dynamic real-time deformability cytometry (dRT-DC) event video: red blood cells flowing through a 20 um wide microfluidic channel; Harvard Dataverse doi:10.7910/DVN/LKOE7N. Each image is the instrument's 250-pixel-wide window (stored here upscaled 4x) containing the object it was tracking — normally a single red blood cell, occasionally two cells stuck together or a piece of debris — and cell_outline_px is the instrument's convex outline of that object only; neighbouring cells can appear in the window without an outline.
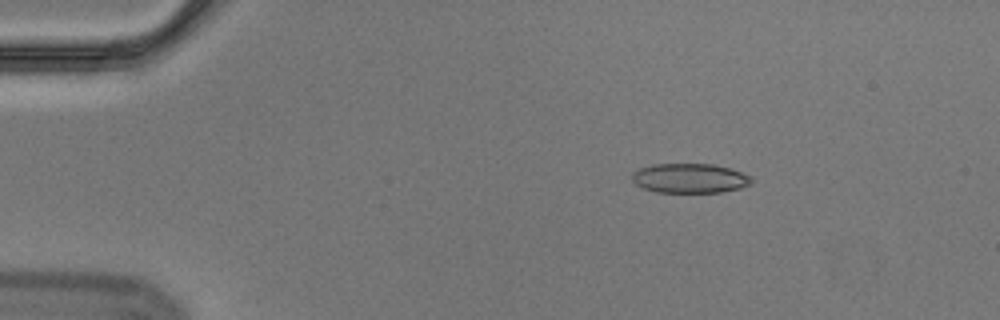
{"species": "Egyptian fruit bat (a non-hibernating species)", "species_latin": "Rousettus aegyptiacus", "temperature_condition": "cold", "stored_images_in_passage": 55, "camera_frame_rate_fps": 3000, "um_per_image_px": 0.085, "animal": {"sex": "male"}, "frame": {"image": 1, "passage_image": 8, "time_ms": 2.333, "image_size_px": [1000, 320], "cell_outline_px": [[752, 184], [740, 188], [720, 192], [656, 192], [644, 188], [636, 184], [632, 180], [632, 172], [640, 168], [652, 164], [712, 164], [728, 168], [752, 176]], "centroid_in_image_um": [58.63, 15.15], "position_along_channel_um": 26.4, "area_um2": 20.52}}
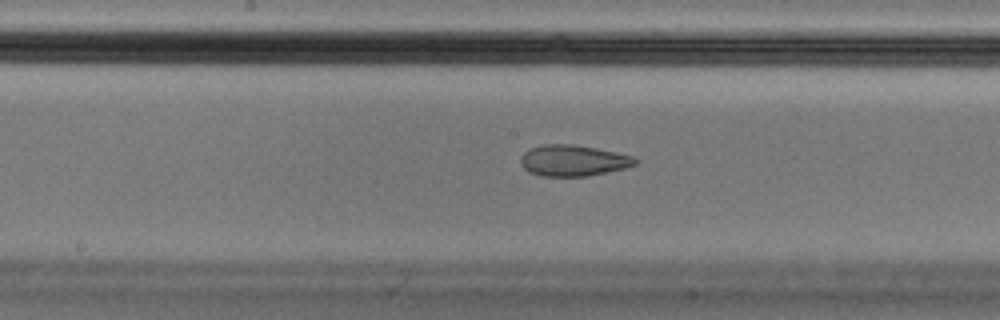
{"frame": {"image": 2, "passage_image": 28, "time_ms": 9.0, "image_size_px": [1000, 320], "cell_outline_px": [[636, 164], [624, 168], [588, 176], [540, 176], [528, 172], [520, 164], [520, 156], [524, 152], [532, 148], [544, 144], [572, 144], [596, 148], [616, 152], [632, 156], [636, 160]], "centroid_in_image_um": [48.67, 13.65], "position_along_channel_um": 199.5, "area_um2": 20.69}}
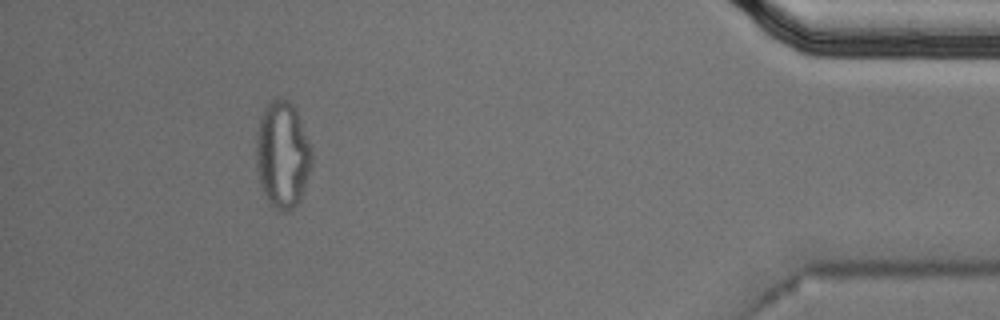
{"frame": {"image": 3, "passage_image": 50, "time_ms": 16.333, "image_size_px": [1000, 320], "cell_outline_px": [[312, 164], [300, 200], [288, 212], [280, 212], [268, 204], [260, 184], [256, 164], [256, 132], [264, 108], [272, 100], [288, 100], [296, 108], [312, 152]], "centroid_in_image_um": [24.0, 13.2], "position_along_channel_um": 411.2, "area_um2": 34.62}, "authors_computed_cell_mechanics": {"area_um2": 21.675, "velocity_mm_per_s": 3.6113, "shape_relaxation_time_tau1_ms": null, "shape_relaxation_time_tau2_ms": 2.8333, "deformation_change_tau1": null, "deformation_change_tau2": 0.1063}}